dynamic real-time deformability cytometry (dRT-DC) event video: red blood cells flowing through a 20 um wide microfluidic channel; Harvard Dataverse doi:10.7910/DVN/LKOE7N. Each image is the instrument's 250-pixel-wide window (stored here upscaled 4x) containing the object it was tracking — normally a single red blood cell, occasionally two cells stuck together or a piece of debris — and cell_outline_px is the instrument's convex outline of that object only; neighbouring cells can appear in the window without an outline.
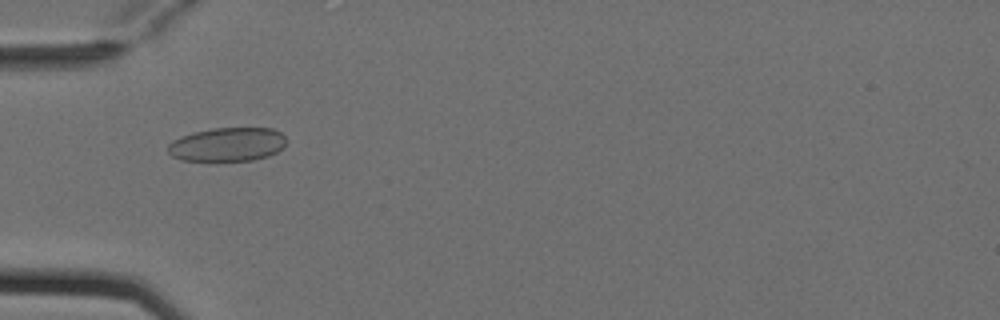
{"species": "Egyptian fruit bat (a non-hibernating species)", "species_latin": "Rousettus aegyptiacus", "temperature_condition": "cold", "stored_images_in_passage": 5, "camera_frame_rate_fps": 3000, "um_per_image_px": 0.085, "animal": {"sex": "female"}, "frame": {"image": 1, "passage_image": 3, "time_ms": 0.667, "image_size_px": [1000, 320], "cell_outline_px": [[288, 140], [284, 148], [268, 156], [252, 160], [208, 164], [180, 160], [172, 156], [168, 152], [168, 144], [172, 140], [192, 132], [212, 128], [272, 128], [280, 132]], "centroid_in_image_um": [19.3, 12.33], "position_along_channel_um": 65.7, "area_um2": 24.45}}
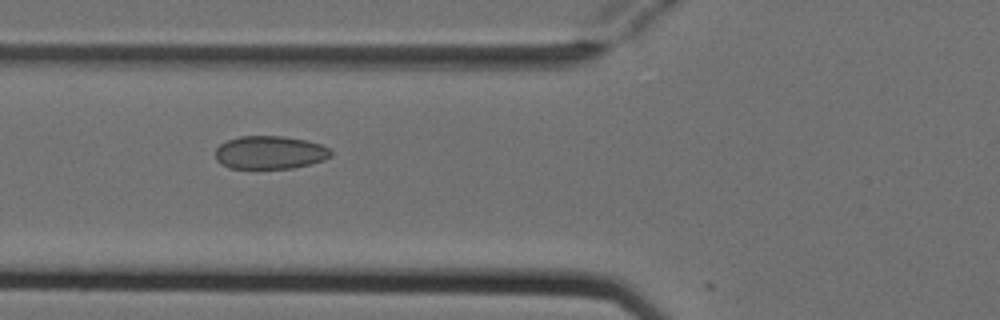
{"frame": {"image": 2, "passage_image": 4, "time_ms": 1.0, "image_size_px": [1000, 320], "cell_outline_px": [[332, 156], [324, 160], [292, 168], [228, 168], [220, 164], [216, 160], [216, 148], [220, 144], [228, 140], [240, 136], [284, 136], [308, 140], [320, 144], [328, 148], [332, 152]], "centroid_in_image_um": [22.94, 12.96], "position_along_channel_um": 102.9, "area_um2": 22.37}}